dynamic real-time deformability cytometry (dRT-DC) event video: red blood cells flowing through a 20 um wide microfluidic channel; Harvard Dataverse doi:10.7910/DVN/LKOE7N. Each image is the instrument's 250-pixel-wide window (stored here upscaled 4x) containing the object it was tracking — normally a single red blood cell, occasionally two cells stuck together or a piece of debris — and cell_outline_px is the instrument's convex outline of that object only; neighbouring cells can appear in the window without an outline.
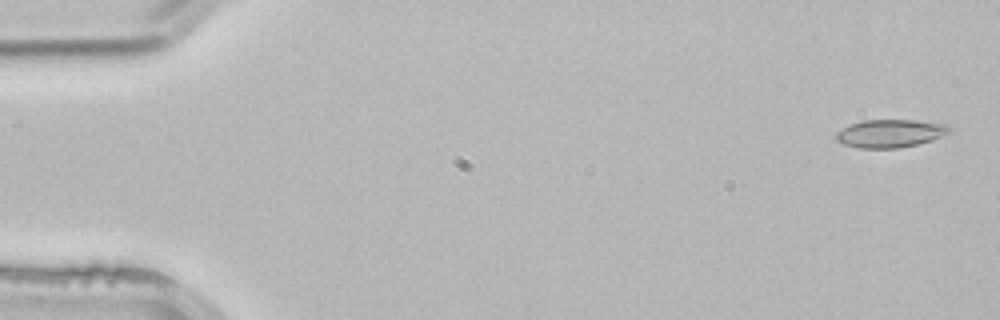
{"species": "common noctule bat (a hibernating species)", "species_latin": "Nyctalus noctula", "temperature_condition": "room temperature", "stored_images_in_passage": 3, "camera_frame_rate_fps": 3000, "um_per_image_px": 0.085, "animal": {"sex": "male", "body_mass_g": 21.5, "forearm_length_mm": 52.0}, "frame": {"image": 1, "passage_image": 1, "time_ms": 0.0, "image_size_px": [1000, 320], "cell_outline_px": [[952, 132], [932, 140], [900, 148], [856, 148], [844, 144], [836, 140], [836, 132], [852, 124], [864, 120], [912, 120], [944, 124], [952, 128]], "centroid_in_image_um": [75.68, 11.35], "position_along_channel_um": 9.3, "area_um2": 18.38}}
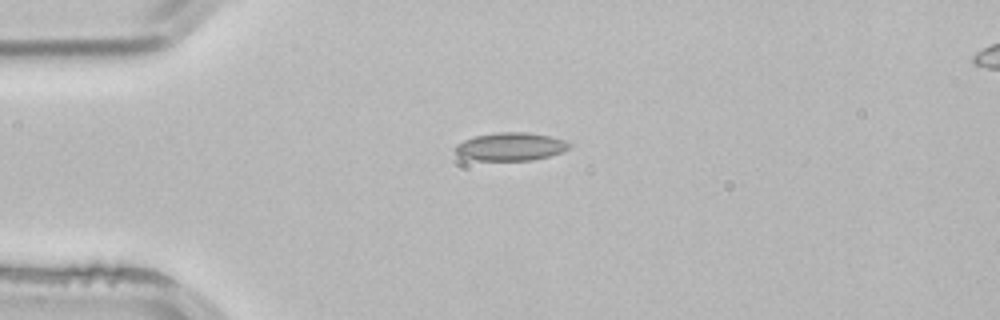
{"frame": {"image": 2, "passage_image": 3, "time_ms": 0.667, "image_size_px": [1000, 320], "cell_outline_px": [[572, 144], [568, 148], [560, 152], [548, 156], [532, 160], [476, 160], [460, 156], [456, 152], [456, 144], [464, 140], [476, 136], [500, 132], [528, 132], [552, 136], [564, 140]], "centroid_in_image_um": [43.42, 12.45], "position_along_channel_um": 41.6, "area_um2": 18.44}}